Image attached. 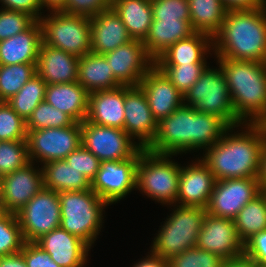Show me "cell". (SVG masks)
Segmentation results:
<instances>
[{
    "label": "cell",
    "instance_id": "6da1fadb",
    "mask_svg": "<svg viewBox=\"0 0 266 267\" xmlns=\"http://www.w3.org/2000/svg\"><path fill=\"white\" fill-rule=\"evenodd\" d=\"M239 126L242 130H237L236 133L234 128L240 129L237 128ZM265 144L266 133L259 123H242L228 127L215 144L204 150L205 154L203 153L201 159L209 167L216 181L259 178Z\"/></svg>",
    "mask_w": 266,
    "mask_h": 267
},
{
    "label": "cell",
    "instance_id": "7a4b0ae2",
    "mask_svg": "<svg viewBox=\"0 0 266 267\" xmlns=\"http://www.w3.org/2000/svg\"><path fill=\"white\" fill-rule=\"evenodd\" d=\"M227 128L219 117L183 104L158 121L156 135L145 149L171 155L204 151L215 144Z\"/></svg>",
    "mask_w": 266,
    "mask_h": 267
},
{
    "label": "cell",
    "instance_id": "3957f363",
    "mask_svg": "<svg viewBox=\"0 0 266 267\" xmlns=\"http://www.w3.org/2000/svg\"><path fill=\"white\" fill-rule=\"evenodd\" d=\"M215 57L264 62L266 57V5L227 10L213 37Z\"/></svg>",
    "mask_w": 266,
    "mask_h": 267
},
{
    "label": "cell",
    "instance_id": "277c9868",
    "mask_svg": "<svg viewBox=\"0 0 266 267\" xmlns=\"http://www.w3.org/2000/svg\"><path fill=\"white\" fill-rule=\"evenodd\" d=\"M215 58L226 78L236 116L243 123H260L266 116L265 63Z\"/></svg>",
    "mask_w": 266,
    "mask_h": 267
},
{
    "label": "cell",
    "instance_id": "5b68a950",
    "mask_svg": "<svg viewBox=\"0 0 266 267\" xmlns=\"http://www.w3.org/2000/svg\"><path fill=\"white\" fill-rule=\"evenodd\" d=\"M58 195L61 211L60 227L92 247L104 223V209L109 204L92 189L61 191Z\"/></svg>",
    "mask_w": 266,
    "mask_h": 267
},
{
    "label": "cell",
    "instance_id": "8992f818",
    "mask_svg": "<svg viewBox=\"0 0 266 267\" xmlns=\"http://www.w3.org/2000/svg\"><path fill=\"white\" fill-rule=\"evenodd\" d=\"M171 154H156L140 149L136 169V189L162 205H175L178 193L180 165ZM173 204V205H172Z\"/></svg>",
    "mask_w": 266,
    "mask_h": 267
},
{
    "label": "cell",
    "instance_id": "52a82bcc",
    "mask_svg": "<svg viewBox=\"0 0 266 267\" xmlns=\"http://www.w3.org/2000/svg\"><path fill=\"white\" fill-rule=\"evenodd\" d=\"M173 207L172 213L160 226L150 246L151 252L166 260L196 247L199 231L207 213L202 207L177 204Z\"/></svg>",
    "mask_w": 266,
    "mask_h": 267
},
{
    "label": "cell",
    "instance_id": "ba28073f",
    "mask_svg": "<svg viewBox=\"0 0 266 267\" xmlns=\"http://www.w3.org/2000/svg\"><path fill=\"white\" fill-rule=\"evenodd\" d=\"M184 104L195 110L219 117L228 127L243 122L233 109L226 78L220 66L207 67L184 95Z\"/></svg>",
    "mask_w": 266,
    "mask_h": 267
},
{
    "label": "cell",
    "instance_id": "9c48e42d",
    "mask_svg": "<svg viewBox=\"0 0 266 267\" xmlns=\"http://www.w3.org/2000/svg\"><path fill=\"white\" fill-rule=\"evenodd\" d=\"M42 42L56 49H61L77 57L91 52L90 18L51 11L41 16Z\"/></svg>",
    "mask_w": 266,
    "mask_h": 267
},
{
    "label": "cell",
    "instance_id": "30bf717a",
    "mask_svg": "<svg viewBox=\"0 0 266 267\" xmlns=\"http://www.w3.org/2000/svg\"><path fill=\"white\" fill-rule=\"evenodd\" d=\"M26 142L30 162H40L43 165L49 161L65 159L81 146V123L74 122L62 128L27 130Z\"/></svg>",
    "mask_w": 266,
    "mask_h": 267
},
{
    "label": "cell",
    "instance_id": "8fae6325",
    "mask_svg": "<svg viewBox=\"0 0 266 267\" xmlns=\"http://www.w3.org/2000/svg\"><path fill=\"white\" fill-rule=\"evenodd\" d=\"M81 131V145L101 162L130 159L142 148L120 128L96 125L84 120Z\"/></svg>",
    "mask_w": 266,
    "mask_h": 267
},
{
    "label": "cell",
    "instance_id": "7c38bea8",
    "mask_svg": "<svg viewBox=\"0 0 266 267\" xmlns=\"http://www.w3.org/2000/svg\"><path fill=\"white\" fill-rule=\"evenodd\" d=\"M25 242H35L60 227L61 211L58 192L42 188L16 214Z\"/></svg>",
    "mask_w": 266,
    "mask_h": 267
},
{
    "label": "cell",
    "instance_id": "4fadbf2b",
    "mask_svg": "<svg viewBox=\"0 0 266 267\" xmlns=\"http://www.w3.org/2000/svg\"><path fill=\"white\" fill-rule=\"evenodd\" d=\"M140 150L130 159L102 161L91 181V189L108 204L117 203L136 189V169Z\"/></svg>",
    "mask_w": 266,
    "mask_h": 267
},
{
    "label": "cell",
    "instance_id": "5bb4252c",
    "mask_svg": "<svg viewBox=\"0 0 266 267\" xmlns=\"http://www.w3.org/2000/svg\"><path fill=\"white\" fill-rule=\"evenodd\" d=\"M259 178H230L215 181L208 214L234 220L238 212L261 192Z\"/></svg>",
    "mask_w": 266,
    "mask_h": 267
},
{
    "label": "cell",
    "instance_id": "9a60e30c",
    "mask_svg": "<svg viewBox=\"0 0 266 267\" xmlns=\"http://www.w3.org/2000/svg\"><path fill=\"white\" fill-rule=\"evenodd\" d=\"M196 247L221 256L225 260L244 254V242L236 231L234 220L206 213Z\"/></svg>",
    "mask_w": 266,
    "mask_h": 267
},
{
    "label": "cell",
    "instance_id": "2e32d148",
    "mask_svg": "<svg viewBox=\"0 0 266 267\" xmlns=\"http://www.w3.org/2000/svg\"><path fill=\"white\" fill-rule=\"evenodd\" d=\"M34 165L30 162L2 176L1 211L17 214L43 188L42 169Z\"/></svg>",
    "mask_w": 266,
    "mask_h": 267
},
{
    "label": "cell",
    "instance_id": "e0dca14e",
    "mask_svg": "<svg viewBox=\"0 0 266 267\" xmlns=\"http://www.w3.org/2000/svg\"><path fill=\"white\" fill-rule=\"evenodd\" d=\"M114 77L127 86H138L155 61L147 54L142 40L133 39L103 54Z\"/></svg>",
    "mask_w": 266,
    "mask_h": 267
},
{
    "label": "cell",
    "instance_id": "ac0fdd59",
    "mask_svg": "<svg viewBox=\"0 0 266 267\" xmlns=\"http://www.w3.org/2000/svg\"><path fill=\"white\" fill-rule=\"evenodd\" d=\"M124 130L146 148L154 139L158 121L154 118L147 97L138 86L125 85Z\"/></svg>",
    "mask_w": 266,
    "mask_h": 267
},
{
    "label": "cell",
    "instance_id": "d6986e66",
    "mask_svg": "<svg viewBox=\"0 0 266 267\" xmlns=\"http://www.w3.org/2000/svg\"><path fill=\"white\" fill-rule=\"evenodd\" d=\"M186 167L180 165V178L176 204L207 208L215 178L200 157Z\"/></svg>",
    "mask_w": 266,
    "mask_h": 267
},
{
    "label": "cell",
    "instance_id": "ffe728a7",
    "mask_svg": "<svg viewBox=\"0 0 266 267\" xmlns=\"http://www.w3.org/2000/svg\"><path fill=\"white\" fill-rule=\"evenodd\" d=\"M139 86L144 91L151 112L157 121L168 117L184 104V95L155 64L142 78Z\"/></svg>",
    "mask_w": 266,
    "mask_h": 267
},
{
    "label": "cell",
    "instance_id": "44dd1931",
    "mask_svg": "<svg viewBox=\"0 0 266 267\" xmlns=\"http://www.w3.org/2000/svg\"><path fill=\"white\" fill-rule=\"evenodd\" d=\"M61 267H84L91 247L79 237L58 227L35 241Z\"/></svg>",
    "mask_w": 266,
    "mask_h": 267
},
{
    "label": "cell",
    "instance_id": "7402d4cb",
    "mask_svg": "<svg viewBox=\"0 0 266 267\" xmlns=\"http://www.w3.org/2000/svg\"><path fill=\"white\" fill-rule=\"evenodd\" d=\"M90 25L92 53L105 54L133 40L111 6L91 17Z\"/></svg>",
    "mask_w": 266,
    "mask_h": 267
},
{
    "label": "cell",
    "instance_id": "603a6c76",
    "mask_svg": "<svg viewBox=\"0 0 266 267\" xmlns=\"http://www.w3.org/2000/svg\"><path fill=\"white\" fill-rule=\"evenodd\" d=\"M79 57L41 42L37 74L49 84L77 82Z\"/></svg>",
    "mask_w": 266,
    "mask_h": 267
},
{
    "label": "cell",
    "instance_id": "cb8c5ba5",
    "mask_svg": "<svg viewBox=\"0 0 266 267\" xmlns=\"http://www.w3.org/2000/svg\"><path fill=\"white\" fill-rule=\"evenodd\" d=\"M125 85L89 94L86 120L96 125L124 130Z\"/></svg>",
    "mask_w": 266,
    "mask_h": 267
},
{
    "label": "cell",
    "instance_id": "d4e9b609",
    "mask_svg": "<svg viewBox=\"0 0 266 267\" xmlns=\"http://www.w3.org/2000/svg\"><path fill=\"white\" fill-rule=\"evenodd\" d=\"M42 27L36 20L27 30L0 41V65L37 64Z\"/></svg>",
    "mask_w": 266,
    "mask_h": 267
},
{
    "label": "cell",
    "instance_id": "484cf974",
    "mask_svg": "<svg viewBox=\"0 0 266 267\" xmlns=\"http://www.w3.org/2000/svg\"><path fill=\"white\" fill-rule=\"evenodd\" d=\"M213 52V38L194 32L185 39L172 44L155 60V65L207 64L206 56Z\"/></svg>",
    "mask_w": 266,
    "mask_h": 267
},
{
    "label": "cell",
    "instance_id": "4316f807",
    "mask_svg": "<svg viewBox=\"0 0 266 267\" xmlns=\"http://www.w3.org/2000/svg\"><path fill=\"white\" fill-rule=\"evenodd\" d=\"M44 100L75 122L82 123L87 118L89 93L78 82L47 85Z\"/></svg>",
    "mask_w": 266,
    "mask_h": 267
},
{
    "label": "cell",
    "instance_id": "83f0119b",
    "mask_svg": "<svg viewBox=\"0 0 266 267\" xmlns=\"http://www.w3.org/2000/svg\"><path fill=\"white\" fill-rule=\"evenodd\" d=\"M77 82L90 94L111 90L122 84L114 77L103 54L89 52L79 57Z\"/></svg>",
    "mask_w": 266,
    "mask_h": 267
},
{
    "label": "cell",
    "instance_id": "f1b7e54d",
    "mask_svg": "<svg viewBox=\"0 0 266 267\" xmlns=\"http://www.w3.org/2000/svg\"><path fill=\"white\" fill-rule=\"evenodd\" d=\"M193 33L190 21L153 20L143 44L147 54L155 61L172 44Z\"/></svg>",
    "mask_w": 266,
    "mask_h": 267
},
{
    "label": "cell",
    "instance_id": "f546056e",
    "mask_svg": "<svg viewBox=\"0 0 266 267\" xmlns=\"http://www.w3.org/2000/svg\"><path fill=\"white\" fill-rule=\"evenodd\" d=\"M132 39L144 40L153 21L151 0H111Z\"/></svg>",
    "mask_w": 266,
    "mask_h": 267
},
{
    "label": "cell",
    "instance_id": "4dcf8cb0",
    "mask_svg": "<svg viewBox=\"0 0 266 267\" xmlns=\"http://www.w3.org/2000/svg\"><path fill=\"white\" fill-rule=\"evenodd\" d=\"M43 187L61 191H84L91 189V182L80 171L67 164L65 159L49 161L41 165Z\"/></svg>",
    "mask_w": 266,
    "mask_h": 267
},
{
    "label": "cell",
    "instance_id": "1f68e13d",
    "mask_svg": "<svg viewBox=\"0 0 266 267\" xmlns=\"http://www.w3.org/2000/svg\"><path fill=\"white\" fill-rule=\"evenodd\" d=\"M191 27L194 32L214 37L220 30L227 9L221 0H188Z\"/></svg>",
    "mask_w": 266,
    "mask_h": 267
},
{
    "label": "cell",
    "instance_id": "d6a6232c",
    "mask_svg": "<svg viewBox=\"0 0 266 267\" xmlns=\"http://www.w3.org/2000/svg\"><path fill=\"white\" fill-rule=\"evenodd\" d=\"M236 231L245 243L253 235L266 229V191L248 202L234 219Z\"/></svg>",
    "mask_w": 266,
    "mask_h": 267
},
{
    "label": "cell",
    "instance_id": "836d02e7",
    "mask_svg": "<svg viewBox=\"0 0 266 267\" xmlns=\"http://www.w3.org/2000/svg\"><path fill=\"white\" fill-rule=\"evenodd\" d=\"M46 86L47 83L36 74L6 102L20 117L27 121L38 104L44 101Z\"/></svg>",
    "mask_w": 266,
    "mask_h": 267
},
{
    "label": "cell",
    "instance_id": "e575fe53",
    "mask_svg": "<svg viewBox=\"0 0 266 267\" xmlns=\"http://www.w3.org/2000/svg\"><path fill=\"white\" fill-rule=\"evenodd\" d=\"M36 74V64L0 65V102L9 100Z\"/></svg>",
    "mask_w": 266,
    "mask_h": 267
},
{
    "label": "cell",
    "instance_id": "d590c367",
    "mask_svg": "<svg viewBox=\"0 0 266 267\" xmlns=\"http://www.w3.org/2000/svg\"><path fill=\"white\" fill-rule=\"evenodd\" d=\"M75 121L65 112L50 105L45 100L40 102L26 121L27 130H40L44 128H62L70 126Z\"/></svg>",
    "mask_w": 266,
    "mask_h": 267
},
{
    "label": "cell",
    "instance_id": "8d00e7d4",
    "mask_svg": "<svg viewBox=\"0 0 266 267\" xmlns=\"http://www.w3.org/2000/svg\"><path fill=\"white\" fill-rule=\"evenodd\" d=\"M24 243L17 215L0 210V257L21 251Z\"/></svg>",
    "mask_w": 266,
    "mask_h": 267
},
{
    "label": "cell",
    "instance_id": "74e56055",
    "mask_svg": "<svg viewBox=\"0 0 266 267\" xmlns=\"http://www.w3.org/2000/svg\"><path fill=\"white\" fill-rule=\"evenodd\" d=\"M30 163L26 140L0 141V176Z\"/></svg>",
    "mask_w": 266,
    "mask_h": 267
},
{
    "label": "cell",
    "instance_id": "f35d334b",
    "mask_svg": "<svg viewBox=\"0 0 266 267\" xmlns=\"http://www.w3.org/2000/svg\"><path fill=\"white\" fill-rule=\"evenodd\" d=\"M170 79L171 83L182 93H185L199 79L208 67L207 64L157 65Z\"/></svg>",
    "mask_w": 266,
    "mask_h": 267
},
{
    "label": "cell",
    "instance_id": "ab89813d",
    "mask_svg": "<svg viewBox=\"0 0 266 267\" xmlns=\"http://www.w3.org/2000/svg\"><path fill=\"white\" fill-rule=\"evenodd\" d=\"M167 261L168 267H223L225 263L221 256L198 247L189 248Z\"/></svg>",
    "mask_w": 266,
    "mask_h": 267
},
{
    "label": "cell",
    "instance_id": "60d3db41",
    "mask_svg": "<svg viewBox=\"0 0 266 267\" xmlns=\"http://www.w3.org/2000/svg\"><path fill=\"white\" fill-rule=\"evenodd\" d=\"M26 121L7 102H0V141L26 140Z\"/></svg>",
    "mask_w": 266,
    "mask_h": 267
},
{
    "label": "cell",
    "instance_id": "b9f144b4",
    "mask_svg": "<svg viewBox=\"0 0 266 267\" xmlns=\"http://www.w3.org/2000/svg\"><path fill=\"white\" fill-rule=\"evenodd\" d=\"M36 20L25 12L0 8V41L27 30Z\"/></svg>",
    "mask_w": 266,
    "mask_h": 267
},
{
    "label": "cell",
    "instance_id": "7bdbcfd3",
    "mask_svg": "<svg viewBox=\"0 0 266 267\" xmlns=\"http://www.w3.org/2000/svg\"><path fill=\"white\" fill-rule=\"evenodd\" d=\"M153 20L190 21L188 0H151Z\"/></svg>",
    "mask_w": 266,
    "mask_h": 267
},
{
    "label": "cell",
    "instance_id": "ee69618b",
    "mask_svg": "<svg viewBox=\"0 0 266 267\" xmlns=\"http://www.w3.org/2000/svg\"><path fill=\"white\" fill-rule=\"evenodd\" d=\"M67 164L80 171L91 182L101 166V161L82 145L72 151L66 158Z\"/></svg>",
    "mask_w": 266,
    "mask_h": 267
},
{
    "label": "cell",
    "instance_id": "f6af8a7d",
    "mask_svg": "<svg viewBox=\"0 0 266 267\" xmlns=\"http://www.w3.org/2000/svg\"><path fill=\"white\" fill-rule=\"evenodd\" d=\"M110 4L111 0H67L60 11L91 18L108 9Z\"/></svg>",
    "mask_w": 266,
    "mask_h": 267
},
{
    "label": "cell",
    "instance_id": "bcb514c9",
    "mask_svg": "<svg viewBox=\"0 0 266 267\" xmlns=\"http://www.w3.org/2000/svg\"><path fill=\"white\" fill-rule=\"evenodd\" d=\"M21 253L24 256L27 267H61L35 242H25Z\"/></svg>",
    "mask_w": 266,
    "mask_h": 267
},
{
    "label": "cell",
    "instance_id": "7dc6e473",
    "mask_svg": "<svg viewBox=\"0 0 266 267\" xmlns=\"http://www.w3.org/2000/svg\"><path fill=\"white\" fill-rule=\"evenodd\" d=\"M244 254L258 265L266 266V229L253 235L244 243Z\"/></svg>",
    "mask_w": 266,
    "mask_h": 267
},
{
    "label": "cell",
    "instance_id": "c3c4849f",
    "mask_svg": "<svg viewBox=\"0 0 266 267\" xmlns=\"http://www.w3.org/2000/svg\"><path fill=\"white\" fill-rule=\"evenodd\" d=\"M3 9L25 12L32 16L35 20H39L42 7L39 0H0Z\"/></svg>",
    "mask_w": 266,
    "mask_h": 267
},
{
    "label": "cell",
    "instance_id": "681fc988",
    "mask_svg": "<svg viewBox=\"0 0 266 267\" xmlns=\"http://www.w3.org/2000/svg\"><path fill=\"white\" fill-rule=\"evenodd\" d=\"M227 10L250 9L266 5V0H221Z\"/></svg>",
    "mask_w": 266,
    "mask_h": 267
},
{
    "label": "cell",
    "instance_id": "f907efd6",
    "mask_svg": "<svg viewBox=\"0 0 266 267\" xmlns=\"http://www.w3.org/2000/svg\"><path fill=\"white\" fill-rule=\"evenodd\" d=\"M149 254V255H148ZM145 258L137 261L132 267H168V261L153 252H148Z\"/></svg>",
    "mask_w": 266,
    "mask_h": 267
},
{
    "label": "cell",
    "instance_id": "816d5d0a",
    "mask_svg": "<svg viewBox=\"0 0 266 267\" xmlns=\"http://www.w3.org/2000/svg\"><path fill=\"white\" fill-rule=\"evenodd\" d=\"M0 267H27L21 251L0 257Z\"/></svg>",
    "mask_w": 266,
    "mask_h": 267
},
{
    "label": "cell",
    "instance_id": "f5cc1de1",
    "mask_svg": "<svg viewBox=\"0 0 266 267\" xmlns=\"http://www.w3.org/2000/svg\"><path fill=\"white\" fill-rule=\"evenodd\" d=\"M223 267H259L250 257L243 254L230 260H225Z\"/></svg>",
    "mask_w": 266,
    "mask_h": 267
},
{
    "label": "cell",
    "instance_id": "db71d44e",
    "mask_svg": "<svg viewBox=\"0 0 266 267\" xmlns=\"http://www.w3.org/2000/svg\"><path fill=\"white\" fill-rule=\"evenodd\" d=\"M42 10L46 8L49 10L48 12L50 13L51 11H60L65 5L67 0H39Z\"/></svg>",
    "mask_w": 266,
    "mask_h": 267
},
{
    "label": "cell",
    "instance_id": "11a10c76",
    "mask_svg": "<svg viewBox=\"0 0 266 267\" xmlns=\"http://www.w3.org/2000/svg\"><path fill=\"white\" fill-rule=\"evenodd\" d=\"M259 183L262 191H266V144L263 147L261 155V168L259 174Z\"/></svg>",
    "mask_w": 266,
    "mask_h": 267
},
{
    "label": "cell",
    "instance_id": "9f6ffc18",
    "mask_svg": "<svg viewBox=\"0 0 266 267\" xmlns=\"http://www.w3.org/2000/svg\"><path fill=\"white\" fill-rule=\"evenodd\" d=\"M259 124L261 125L264 133H266V116L261 120Z\"/></svg>",
    "mask_w": 266,
    "mask_h": 267
},
{
    "label": "cell",
    "instance_id": "6f0895ef",
    "mask_svg": "<svg viewBox=\"0 0 266 267\" xmlns=\"http://www.w3.org/2000/svg\"><path fill=\"white\" fill-rule=\"evenodd\" d=\"M2 177L0 176V203H1Z\"/></svg>",
    "mask_w": 266,
    "mask_h": 267
}]
</instances>
